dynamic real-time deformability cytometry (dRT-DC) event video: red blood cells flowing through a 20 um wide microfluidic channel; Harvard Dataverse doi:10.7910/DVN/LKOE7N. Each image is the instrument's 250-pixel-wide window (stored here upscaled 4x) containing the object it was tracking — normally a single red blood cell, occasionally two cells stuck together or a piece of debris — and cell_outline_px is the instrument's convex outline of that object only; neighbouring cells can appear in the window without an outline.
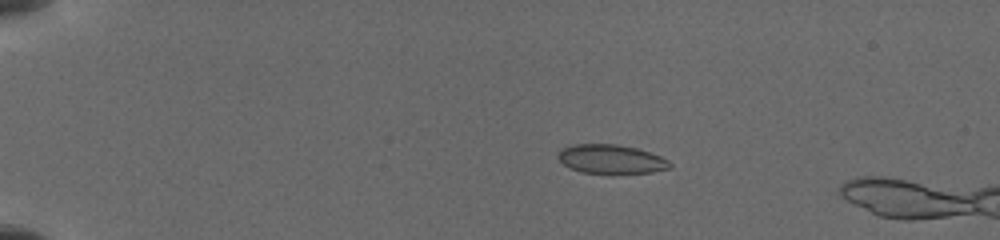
{"species": "common noctule bat (a hibernating species)", "species_latin": "Nyctalus noctula", "temperature_condition": "cold", "stored_images_in_passage": 2, "camera_frame_rate_fps": 3000, "um_per_image_px": 0.085, "animal": {"sex": "female", "body_mass_g": 19.5, "forearm_length_mm": 54.1}, "frame": {"image": 1, "passage_image": 1, "time_ms": 0.0, "image_size_px": [1000, 240], "cell_outline_px": [[672, 168], [652, 172], [580, 172], [564, 164], [560, 160], [560, 152], [564, 148], [572, 144], [616, 144], [636, 148], [660, 156], [668, 160], [672, 164]], "centroid_in_image_um": [51.99, 13.51], "position_along_channel_um": 33.0, "area_um2": 18.32}}